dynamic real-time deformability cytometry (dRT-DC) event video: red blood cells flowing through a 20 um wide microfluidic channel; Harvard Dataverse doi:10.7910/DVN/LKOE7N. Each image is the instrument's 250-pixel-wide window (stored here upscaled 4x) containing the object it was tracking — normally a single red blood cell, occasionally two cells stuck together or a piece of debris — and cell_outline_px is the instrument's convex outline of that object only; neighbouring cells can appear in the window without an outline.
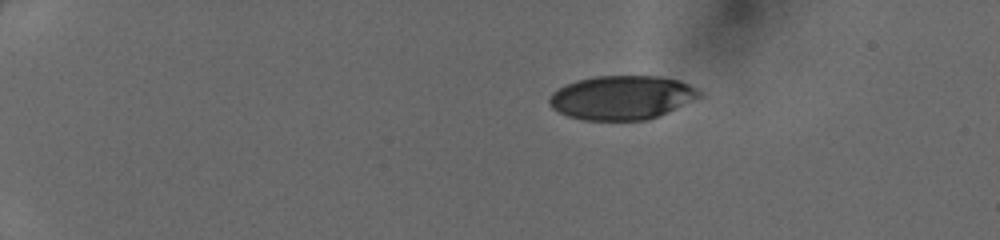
{"species": "human", "species_latin": "Homo sapiens", "temperature_condition": "cold", "stored_images_in_passage": 8, "camera_frame_rate_fps": 3000, "um_per_image_px": 0.085, "donor": {"sex": "female"}, "frame": {"image": 1, "passage_image": 1, "time_ms": 0.0, "image_size_px": [1000, 240], "cell_outline_px": [[704, 96], [648, 120], [584, 120], [568, 116], [552, 108], [548, 100], [552, 92], [576, 80], [596, 76], [660, 76], [680, 80], [696, 88]], "centroid_in_image_um": [52.88, 8.29], "position_along_channel_um": 32.1, "area_um2": 38.38}}
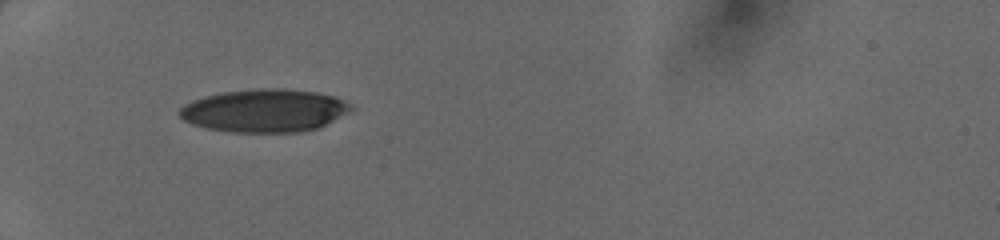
{"frame": {"image": 2, "passage_image": 7, "time_ms": 2.0, "image_size_px": [1000, 240], "cell_outline_px": [[356, 108], [352, 112], [316, 128], [296, 132], [228, 132], [208, 128], [192, 124], [184, 120], [180, 116], [180, 108], [184, 104], [192, 100], [204, 96], [224, 92], [260, 88], [284, 88], [316, 92], [336, 96], [352, 104]], "centroid_in_image_um": [22.53, 9.39], "position_along_channel_um": 62.5, "area_um2": 43.12}}